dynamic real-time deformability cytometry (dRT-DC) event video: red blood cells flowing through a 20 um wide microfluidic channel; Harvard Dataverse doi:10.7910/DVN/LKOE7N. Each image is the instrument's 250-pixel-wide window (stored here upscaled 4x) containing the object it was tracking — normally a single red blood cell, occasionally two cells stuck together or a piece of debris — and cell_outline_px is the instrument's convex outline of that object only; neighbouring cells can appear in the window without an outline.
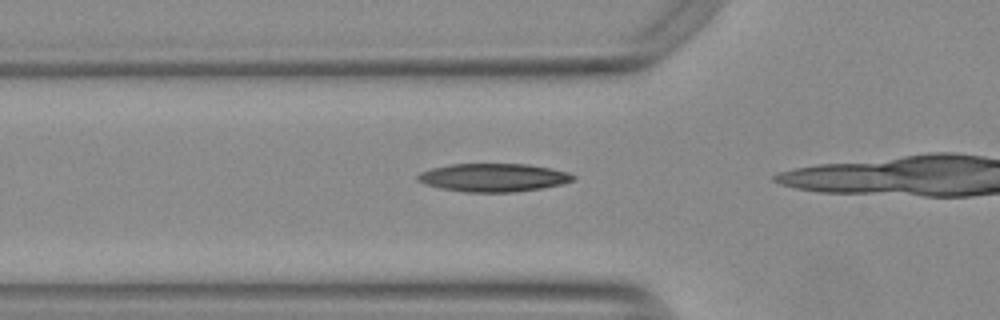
{"species": "Egyptian fruit bat (a non-hibernating species)", "species_latin": "Rousettus aegyptiacus", "temperature_condition": "warm", "stored_images_in_passage": 6, "camera_frame_rate_fps": 3000, "um_per_image_px": 0.085, "animal": {"sex": "female"}, "frame": {"image": 1, "passage_image": 2, "time_ms": 0.333, "image_size_px": [1000, 320], "cell_outline_px": [[576, 176], [572, 180], [560, 184], [540, 188], [516, 192], [464, 192], [440, 188], [424, 184], [416, 180], [416, 176], [420, 172], [432, 168], [448, 164], [528, 164], [568, 172]], "centroid_in_image_um": [41.87, 15.09], "position_along_channel_um": 83.9, "area_um2": 25.49}}
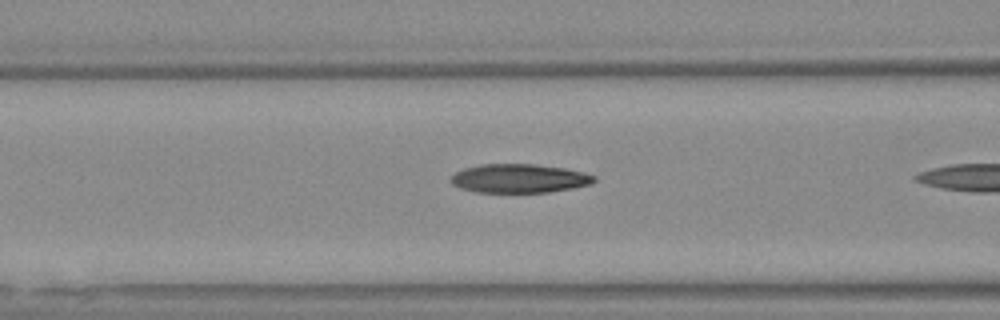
{"frame": {"image": 2, "passage_image": 5, "time_ms": 1.333, "image_size_px": [1000, 320], "cell_outline_px": [[596, 180], [592, 184], [572, 188], [548, 192], [476, 192], [460, 188], [452, 184], [452, 176], [456, 172], [464, 168], [480, 164], [532, 164], [564, 168], [584, 172], [596, 176]], "centroid_in_image_um": [44.16, 15.16], "position_along_channel_um": 122.4, "area_um2": 23.99}}